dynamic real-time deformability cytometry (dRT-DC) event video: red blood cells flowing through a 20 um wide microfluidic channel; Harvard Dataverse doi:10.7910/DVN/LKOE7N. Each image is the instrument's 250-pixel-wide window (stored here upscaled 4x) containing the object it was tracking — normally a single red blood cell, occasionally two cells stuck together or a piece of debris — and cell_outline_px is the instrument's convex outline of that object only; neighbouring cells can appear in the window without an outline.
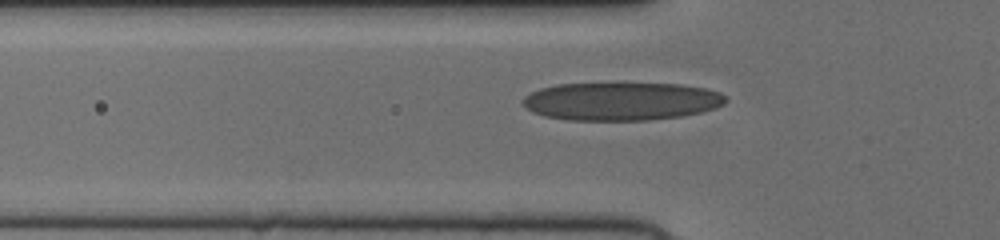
{"species": "human", "species_latin": "Homo sapiens", "temperature_condition": "cold", "stored_images_in_passage": 39, "camera_frame_rate_fps": 3000, "um_per_image_px": 0.085, "donor": {"sex": "female"}, "frame": {"image": 1, "passage_image": 10, "time_ms": 3.0, "image_size_px": [1000, 240], "cell_outline_px": [[728, 100], [724, 104], [716, 108], [700, 112], [680, 116], [648, 120], [568, 120], [544, 116], [532, 112], [520, 104], [520, 100], [524, 96], [540, 88], [556, 84], [684, 84], [708, 88], [720, 92]], "centroid_in_image_um": [52.79, 8.61], "position_along_channel_um": 73.0, "area_um2": 45.26}}
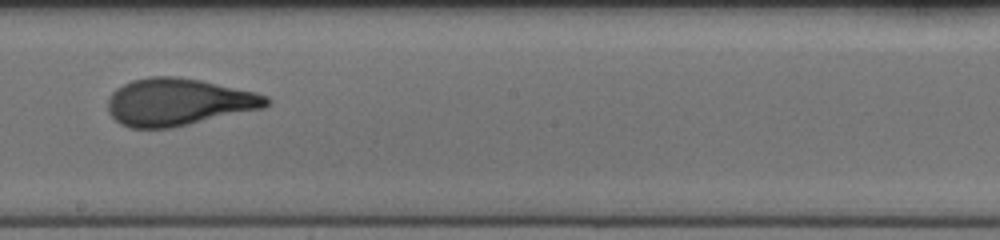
{"frame": {"image": 2, "passage_image": 22, "time_ms": 7.0, "image_size_px": [1000, 240], "cell_outline_px": [[272, 100], [264, 108], [172, 128], [128, 128], [120, 124], [108, 112], [108, 96], [116, 88], [132, 80], [152, 76], [176, 76], [200, 80], [256, 92], [268, 96]], "centroid_in_image_um": [15.16, 8.67], "position_along_channel_um": 233.0, "area_um2": 43.87}}
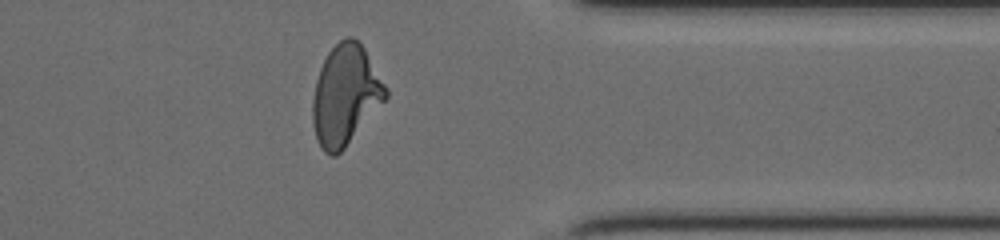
{"frame": {"image": 3, "passage_image": 34, "time_ms": 11.0, "image_size_px": [1000, 240], "cell_outline_px": [[388, 96], [344, 148], [336, 156], [328, 156], [320, 148], [316, 140], [312, 124], [312, 100], [316, 80], [320, 68], [328, 52], [340, 40], [348, 36], [352, 36], [360, 40], [388, 88]], "centroid_in_image_um": [29.34, 8.07], "position_along_channel_um": 382.1, "area_um2": 42.77}}